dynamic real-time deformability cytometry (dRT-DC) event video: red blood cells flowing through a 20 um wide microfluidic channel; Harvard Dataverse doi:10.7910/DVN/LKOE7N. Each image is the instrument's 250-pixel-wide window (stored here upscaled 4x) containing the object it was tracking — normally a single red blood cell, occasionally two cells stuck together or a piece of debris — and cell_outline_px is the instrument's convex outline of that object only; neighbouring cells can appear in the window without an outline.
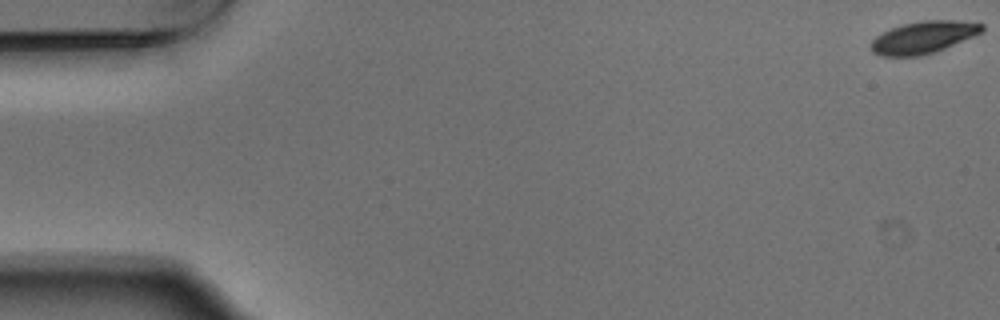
{"species": "Egyptian fruit bat (a non-hibernating species)", "species_latin": "Rousettus aegyptiacus", "temperature_condition": "warm", "stored_images_in_passage": 6, "camera_frame_rate_fps": 3000, "um_per_image_px": 0.085, "animal": {"sex": "male"}, "frame": {"image": 1, "passage_image": 1, "time_ms": 0.0, "image_size_px": [1000, 320], "cell_outline_px": [[984, 28], [980, 32], [972, 36], [936, 52], [920, 56], [880, 56], [872, 52], [872, 40], [876, 36], [892, 28], [904, 24], [924, 20], [952, 20], [984, 24]], "centroid_in_image_um": [78.47, 3.18], "position_along_channel_um": 6.5, "area_um2": 20.46}}
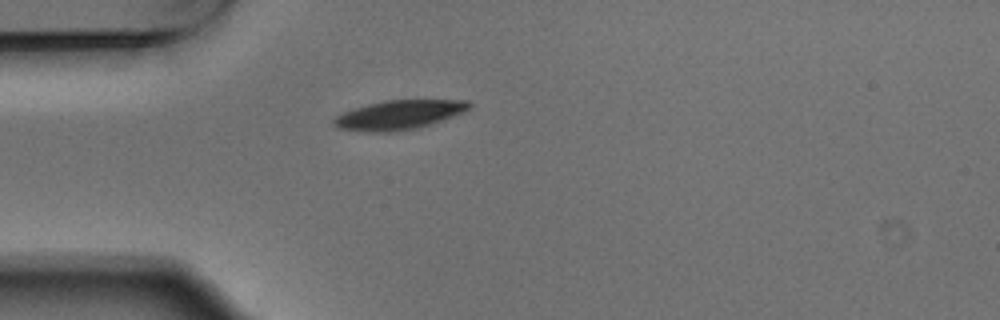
{"frame": {"image": 2, "passage_image": 5, "time_ms": 1.333, "image_size_px": [1000, 320], "cell_outline_px": [[472, 108], [464, 112], [416, 128], [392, 132], [364, 132], [336, 128], [332, 124], [332, 120], [336, 116], [352, 108], [384, 100], [468, 100], [472, 104]], "centroid_in_image_um": [33.87, 9.76], "position_along_channel_um": 51.1, "area_um2": 23.12}}